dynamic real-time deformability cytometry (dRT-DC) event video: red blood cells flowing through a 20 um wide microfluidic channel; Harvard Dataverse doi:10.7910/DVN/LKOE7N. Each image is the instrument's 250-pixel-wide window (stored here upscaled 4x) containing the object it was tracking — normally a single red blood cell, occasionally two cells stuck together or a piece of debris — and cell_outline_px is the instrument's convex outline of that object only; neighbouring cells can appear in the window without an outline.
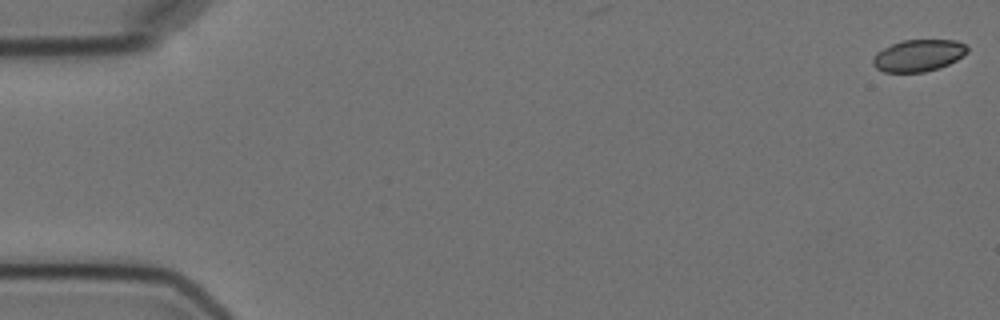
{"species": "Egyptian fruit bat (a non-hibernating species)", "species_latin": "Rousettus aegyptiacus", "temperature_condition": "cold", "stored_images_in_passage": 5, "camera_frame_rate_fps": 3000, "um_per_image_px": 0.085, "animal": {"sex": "female"}, "frame": {"image": 1, "passage_image": 1, "time_ms": 0.0, "image_size_px": [1000, 320], "cell_outline_px": [[968, 52], [956, 60], [940, 68], [924, 72], [884, 72], [876, 68], [872, 64], [872, 56], [876, 52], [900, 40], [956, 40], [964, 44], [968, 48]], "centroid_in_image_um": [78.04, 4.72], "position_along_channel_um": 7.0, "area_um2": 17.63}}
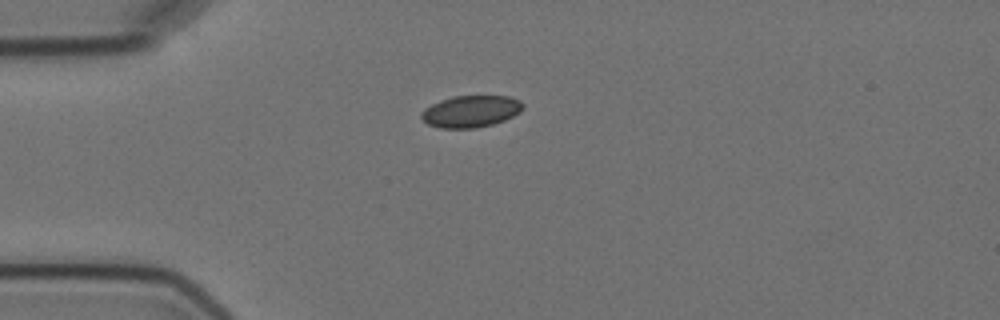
{"frame": {"image": 2, "passage_image": 5, "time_ms": 4.667, "image_size_px": [1000, 320], "cell_outline_px": [[524, 108], [520, 112], [504, 120], [492, 124], [476, 128], [440, 128], [428, 124], [420, 116], [420, 112], [424, 108], [440, 100], [452, 96], [512, 96], [520, 100], [524, 104]], "centroid_in_image_um": [40.02, 9.46], "position_along_channel_um": 45.0, "area_um2": 18.96}}